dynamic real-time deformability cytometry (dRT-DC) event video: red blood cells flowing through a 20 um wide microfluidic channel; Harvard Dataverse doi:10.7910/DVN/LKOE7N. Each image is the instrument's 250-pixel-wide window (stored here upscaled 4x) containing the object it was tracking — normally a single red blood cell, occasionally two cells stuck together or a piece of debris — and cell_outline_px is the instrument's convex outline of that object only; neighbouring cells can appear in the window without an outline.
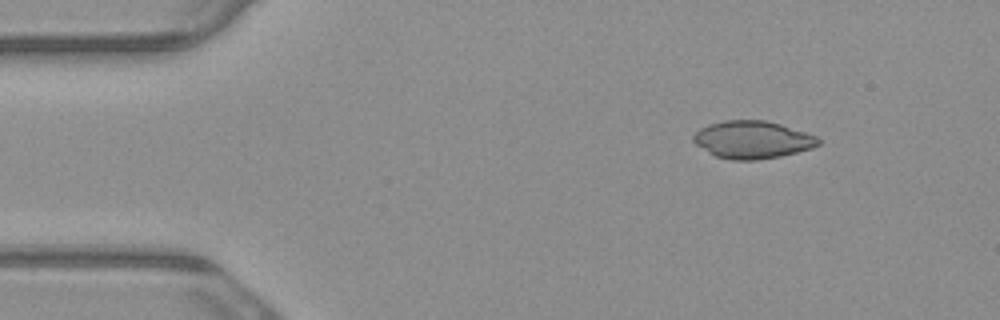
{"species": "common noctule bat (a hibernating species)", "species_latin": "Nyctalus noctula", "temperature_condition": "warm", "stored_images_in_passage": 4, "camera_frame_rate_fps": 3000, "um_per_image_px": 0.085, "animal": {"sex": "male", "body_mass_g": 23.1, "forearm_length_mm": 52.7}, "frame": {"image": 1, "passage_image": 1, "time_ms": 0.0, "image_size_px": [1000, 320], "cell_outline_px": [[820, 144], [812, 148], [780, 156], [756, 160], [732, 160], [716, 156], [696, 144], [692, 140], [692, 136], [700, 128], [708, 124], [724, 120], [764, 120], [780, 124], [816, 136], [820, 140]], "centroid_in_image_um": [63.94, 11.87], "position_along_channel_um": 21.1, "area_um2": 27.17}}